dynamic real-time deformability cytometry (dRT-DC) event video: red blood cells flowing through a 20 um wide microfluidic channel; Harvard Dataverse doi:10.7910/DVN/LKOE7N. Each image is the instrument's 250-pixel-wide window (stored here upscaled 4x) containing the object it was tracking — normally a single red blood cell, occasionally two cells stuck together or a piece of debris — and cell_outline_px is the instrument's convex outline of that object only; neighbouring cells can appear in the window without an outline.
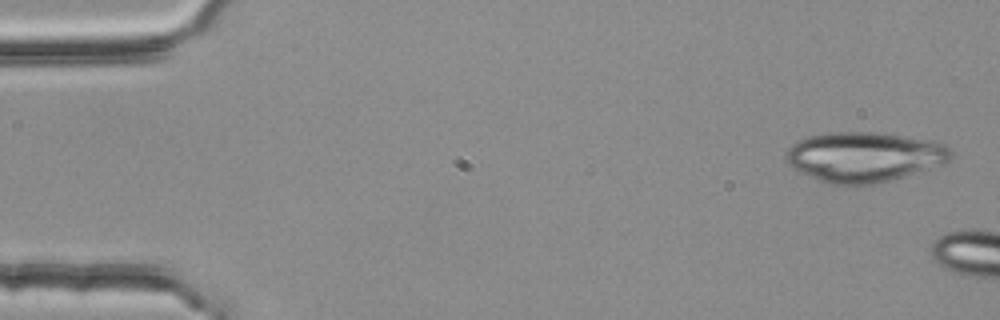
{"species": "common noctule bat (a hibernating species)", "species_latin": "Nyctalus noctula", "temperature_condition": "room temperature", "stored_images_in_passage": 2, "camera_frame_rate_fps": 3000, "um_per_image_px": 0.085, "animal": {"sex": "female", "body_mass_g": 25.1}, "frame": {"image": 1, "passage_image": 1, "time_ms": 0.0, "image_size_px": [1000, 320], "cell_outline_px": [[952, 156], [948, 160], [940, 164], [888, 180], [872, 184], [848, 188], [828, 184], [800, 172], [792, 168], [784, 160], [784, 156], [788, 148], [796, 140], [808, 136], [832, 132], [876, 132], [928, 140], [944, 144], [952, 152]], "centroid_in_image_um": [73.34, 13.35], "position_along_channel_um": 11.7, "area_um2": 48.09}}